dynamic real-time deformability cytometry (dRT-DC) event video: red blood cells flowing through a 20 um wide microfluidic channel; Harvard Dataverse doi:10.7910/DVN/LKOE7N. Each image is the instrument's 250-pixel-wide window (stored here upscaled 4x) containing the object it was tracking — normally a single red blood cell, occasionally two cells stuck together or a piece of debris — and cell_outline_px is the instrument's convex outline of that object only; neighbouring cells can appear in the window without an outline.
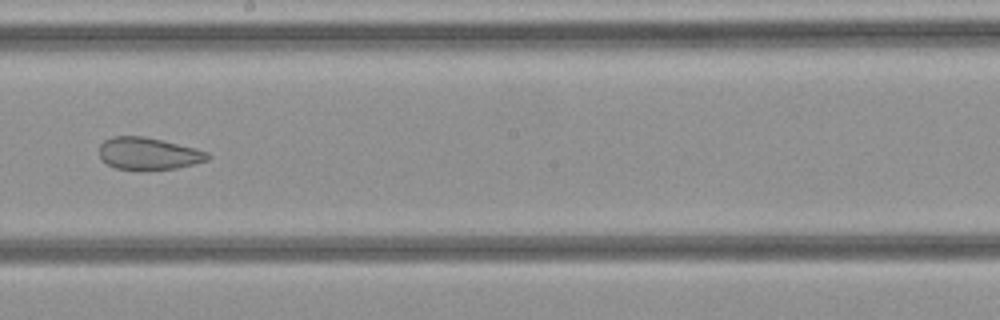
{"species": "common noctule bat (a hibernating species)", "species_latin": "Nyctalus noctula", "temperature_condition": "cold", "stored_images_in_passage": 28, "camera_frame_rate_fps": 3000, "um_per_image_px": 0.085, "animal": {"sex": "female", "body_mass_g": 21.9}, "frame": {"image": 1, "passage_image": 13, "time_ms": 4.0, "image_size_px": [1000, 320], "cell_outline_px": [[212, 156], [208, 160], [176, 168], [116, 168], [100, 160], [100, 144], [104, 140], [112, 136], [144, 136], [196, 148], [208, 152]], "centroid_in_image_um": [12.62, 13.02], "position_along_channel_um": 235.6, "area_um2": 19.94}}